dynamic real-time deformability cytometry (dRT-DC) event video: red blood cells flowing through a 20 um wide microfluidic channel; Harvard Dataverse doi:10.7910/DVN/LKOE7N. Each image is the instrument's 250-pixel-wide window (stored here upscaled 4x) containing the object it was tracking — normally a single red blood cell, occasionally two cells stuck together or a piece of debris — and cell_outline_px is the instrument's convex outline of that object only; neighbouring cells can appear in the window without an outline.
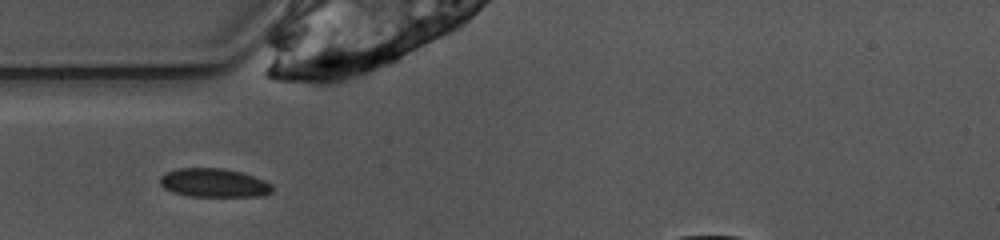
{"species": "common noctule bat (a hibernating species)", "species_latin": "Nyctalus noctula", "temperature_condition": "warm", "stored_images_in_passage": 22, "camera_frame_rate_fps": 3000, "um_per_image_px": 0.085, "animal": {"sex": "female", "body_mass_g": 10.0, "forearm_length_mm": 53.1}, "frame": {"image": 1, "passage_image": 1, "time_ms": 0.0, "image_size_px": [1000, 240], "cell_outline_px": [[272, 192], [264, 196], [188, 196], [172, 192], [164, 188], [160, 184], [160, 176], [164, 172], [176, 168], [224, 168], [240, 172], [264, 180], [272, 184]], "centroid_in_image_um": [18.15, 15.54], "position_along_channel_um": 66.8, "area_um2": 18.9}}
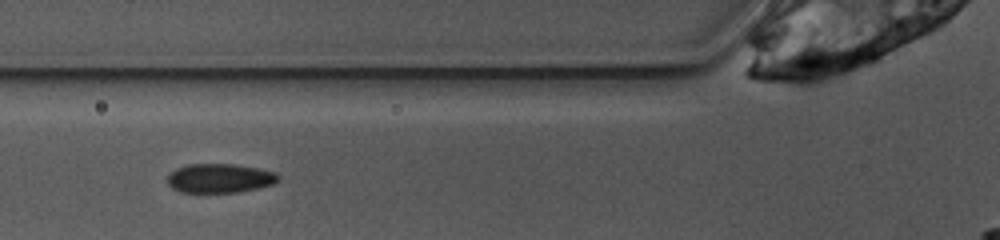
{"frame": {"image": 2, "passage_image": 4, "time_ms": 1.0, "image_size_px": [1000, 240], "cell_outline_px": [[280, 180], [272, 184], [256, 188], [236, 192], [180, 192], [172, 188], [168, 184], [168, 176], [176, 168], [188, 164], [232, 164], [260, 168], [276, 172], [280, 176]], "centroid_in_image_um": [18.69, 15.14], "position_along_channel_um": 107.1, "area_um2": 18.79}}